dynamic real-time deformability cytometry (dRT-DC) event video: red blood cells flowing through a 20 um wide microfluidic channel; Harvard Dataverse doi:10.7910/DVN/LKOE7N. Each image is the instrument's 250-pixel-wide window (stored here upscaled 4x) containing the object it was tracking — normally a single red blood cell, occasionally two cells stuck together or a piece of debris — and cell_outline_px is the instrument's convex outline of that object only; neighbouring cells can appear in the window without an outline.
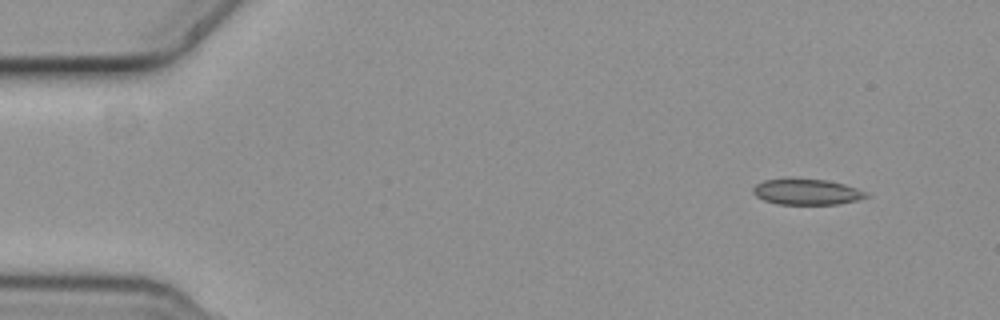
{"species": "common noctule bat (a hibernating species)", "species_latin": "Nyctalus noctula", "temperature_condition": "cold", "stored_images_in_passage": 6, "camera_frame_rate_fps": 3000, "um_per_image_px": 0.085, "animal": {"sex": "female", "body_mass_g": 19.3, "forearm_length_mm": 54.1}, "frame": {"image": 1, "passage_image": 1, "time_ms": 0.0, "image_size_px": [1000, 320], "cell_outline_px": [[868, 196], [856, 200], [840, 204], [776, 204], [764, 200], [756, 196], [752, 192], [752, 188], [756, 184], [764, 180], [828, 180], [844, 184], [868, 192]], "centroid_in_image_um": [68.58, 16.33], "position_along_channel_um": 16.4, "area_um2": 16.65}}
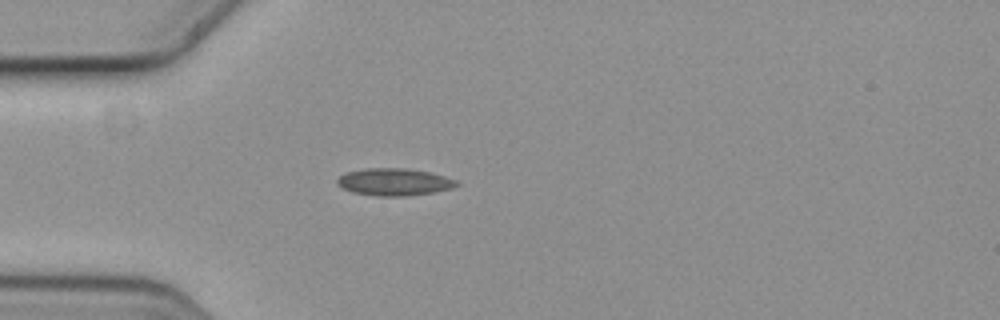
{"frame": {"image": 2, "passage_image": 4, "time_ms": 1.0, "image_size_px": [1000, 320], "cell_outline_px": [[460, 184], [452, 188], [432, 192], [408, 196], [376, 196], [352, 192], [336, 184], [336, 180], [340, 176], [348, 172], [364, 168], [408, 168], [428, 172], [444, 176], [456, 180]], "centroid_in_image_um": [33.5, 15.46], "position_along_channel_um": 51.5, "area_um2": 18.9}}